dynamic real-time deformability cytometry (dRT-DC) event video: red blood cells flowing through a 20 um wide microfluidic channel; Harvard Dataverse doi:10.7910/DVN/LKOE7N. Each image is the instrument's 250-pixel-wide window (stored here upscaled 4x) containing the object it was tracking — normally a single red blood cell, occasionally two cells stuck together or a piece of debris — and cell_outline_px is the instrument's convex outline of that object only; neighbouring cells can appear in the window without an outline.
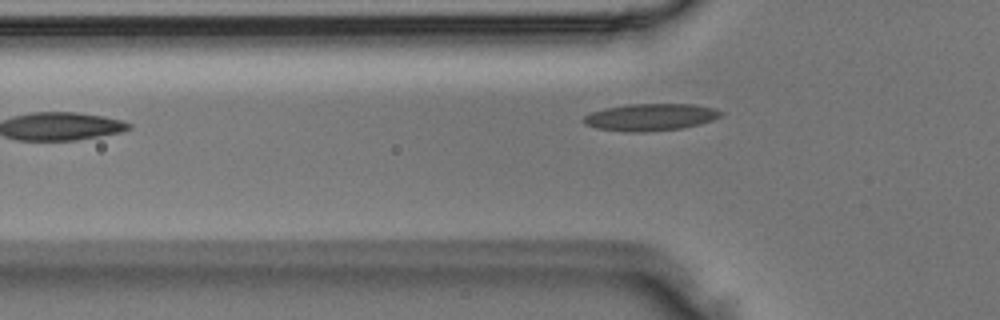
{"species": "Egyptian fruit bat (a non-hibernating species)", "species_latin": "Rousettus aegyptiacus", "temperature_condition": "room temperature", "stored_images_in_passage": 32, "camera_frame_rate_fps": 3000, "um_per_image_px": 0.085, "animal": {"sex": "male"}, "frame": {"image": 1, "passage_image": 2, "time_ms": 0.333, "image_size_px": [1000, 320], "cell_outline_px": [[724, 112], [720, 116], [712, 120], [700, 124], [680, 128], [640, 132], [632, 132], [596, 128], [584, 124], [580, 120], [584, 116], [592, 112], [604, 108], [628, 104], [696, 104], [716, 108]], "centroid_in_image_um": [55.28, 9.94], "position_along_channel_um": 70.5, "area_um2": 21.68}}
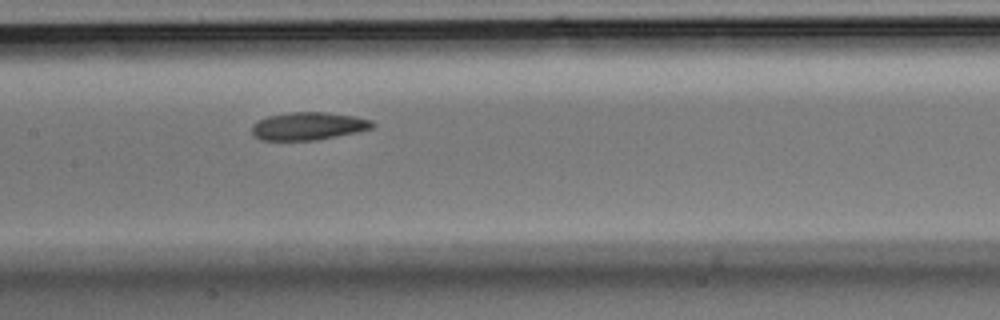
{"frame": {"image": 2, "passage_image": 10, "time_ms": 3.0, "image_size_px": [1000, 320], "cell_outline_px": [[376, 124], [372, 128], [356, 132], [316, 140], [260, 140], [252, 136], [252, 124], [268, 116], [288, 112], [328, 112], [352, 116], [372, 120]], "centroid_in_image_um": [26.18, 10.72], "position_along_channel_um": 181.2, "area_um2": 19.54}}
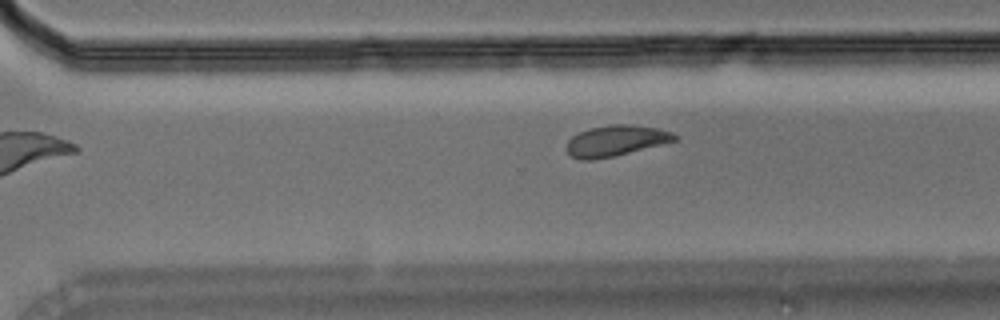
{"frame": {"image": 3, "passage_image": 20, "time_ms": 6.333, "image_size_px": [1000, 320], "cell_outline_px": [[680, 136], [676, 140], [612, 156], [592, 160], [580, 160], [572, 156], [564, 148], [568, 140], [572, 136], [588, 128], [608, 124], [632, 124], [660, 128], [672, 132]], "centroid_in_image_um": [52.32, 11.94], "position_along_channel_um": 318.3, "area_um2": 19.42}}